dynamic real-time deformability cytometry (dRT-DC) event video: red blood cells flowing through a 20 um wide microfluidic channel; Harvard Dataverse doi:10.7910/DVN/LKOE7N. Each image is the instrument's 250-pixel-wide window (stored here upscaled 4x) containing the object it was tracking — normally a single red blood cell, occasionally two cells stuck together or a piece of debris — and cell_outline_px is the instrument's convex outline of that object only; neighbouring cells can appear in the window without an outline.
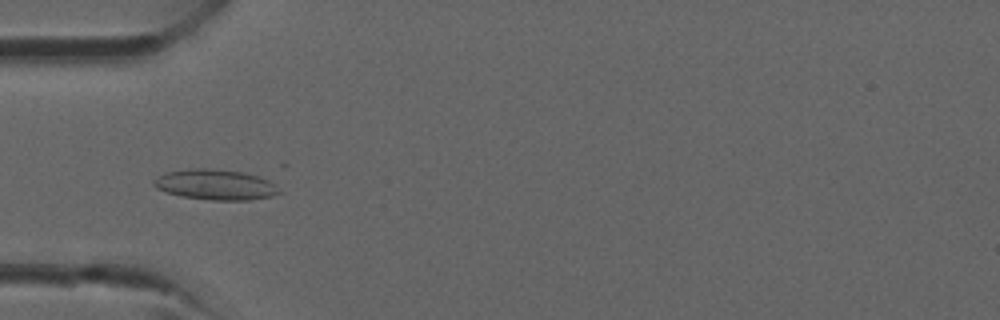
{"species": "common noctule bat (a hibernating species)", "species_latin": "Nyctalus noctula", "temperature_condition": "room temperature", "stored_images_in_passage": 12, "camera_frame_rate_fps": 3000, "um_per_image_px": 0.085, "animal": {"sex": "male", "forearm_length_mm": 52.5}, "frame": {"image": 1, "passage_image": 7, "time_ms": 2.0, "image_size_px": [1000, 320], "cell_outline_px": [[284, 192], [272, 196], [248, 200], [212, 200], [180, 196], [156, 188], [152, 184], [152, 180], [156, 176], [164, 172], [192, 168], [212, 168], [244, 172], [268, 180]], "centroid_in_image_um": [18.28, 15.69], "position_along_channel_um": 66.7, "area_um2": 22.43}}
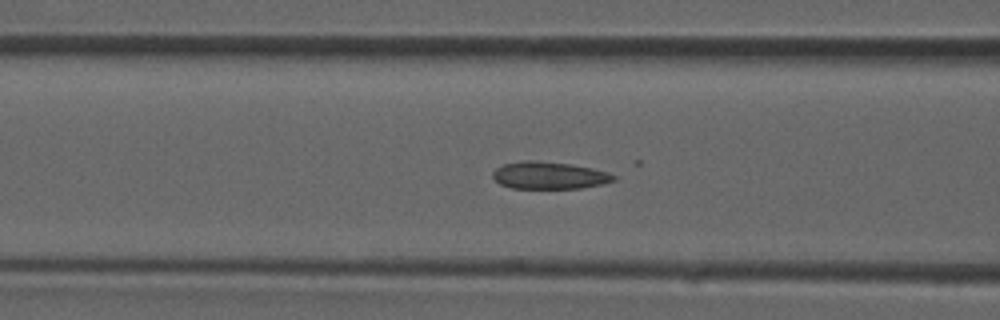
{"frame": {"image": 2, "passage_image": 10, "time_ms": 3.0, "image_size_px": [1000, 320], "cell_outline_px": [[616, 180], [600, 184], [580, 188], [512, 188], [500, 184], [492, 176], [492, 172], [496, 168], [504, 164], [520, 160], [532, 160], [572, 164], [592, 168], [608, 172], [616, 176]], "centroid_in_image_um": [46.67, 14.9], "position_along_channel_um": 119.9, "area_um2": 19.19}}